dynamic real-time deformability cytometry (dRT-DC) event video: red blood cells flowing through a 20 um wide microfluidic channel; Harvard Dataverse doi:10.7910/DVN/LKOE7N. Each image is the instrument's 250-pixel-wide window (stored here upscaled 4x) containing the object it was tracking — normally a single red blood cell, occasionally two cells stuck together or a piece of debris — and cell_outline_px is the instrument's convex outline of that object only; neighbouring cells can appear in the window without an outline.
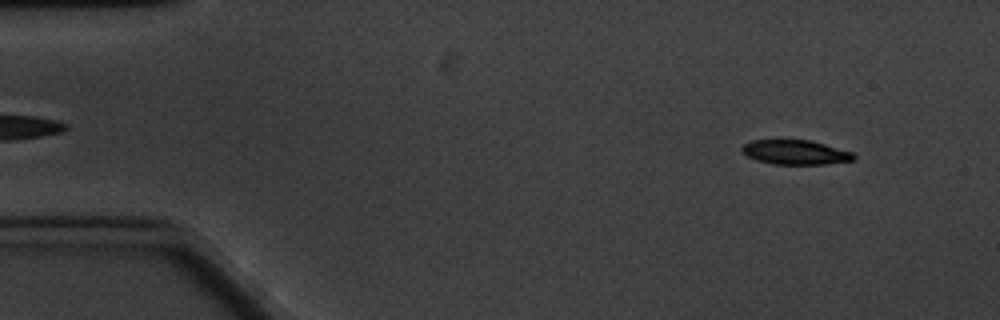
{"species": "common noctule bat (a hibernating species)", "species_latin": "Nyctalus noctula", "temperature_condition": "cold", "stored_images_in_passage": 58, "camera_frame_rate_fps": 3000, "um_per_image_px": 0.085, "animal": {"sex": "male", "body_mass_g": 20.1, "forearm_length_mm": 53.5}, "frame": {"image": 1, "passage_image": 3, "time_ms": 0.667, "image_size_px": [1000, 320], "cell_outline_px": [[856, 156], [852, 160], [824, 164], [776, 164], [756, 160], [748, 156], [740, 148], [744, 144], [752, 140], [808, 140], [824, 144], [852, 152]], "centroid_in_image_um": [67.59, 12.94], "position_along_channel_um": 17.4, "area_um2": 15.66}}
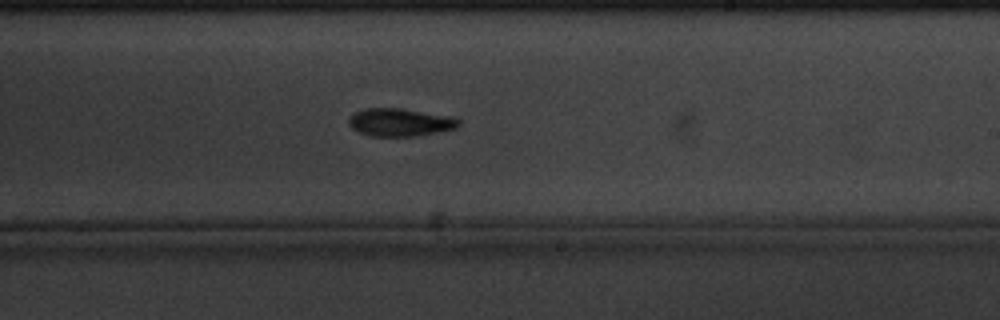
{"frame": {"image": 2, "passage_image": 33, "time_ms": 10.667, "image_size_px": [1000, 320], "cell_outline_px": [[460, 124], [456, 128], [416, 136], [368, 136], [352, 128], [348, 124], [348, 120], [356, 112], [364, 108], [404, 108], [452, 116], [460, 120]], "centroid_in_image_um": [34.02, 10.39], "position_along_channel_um": 255.0, "area_um2": 17.92}}
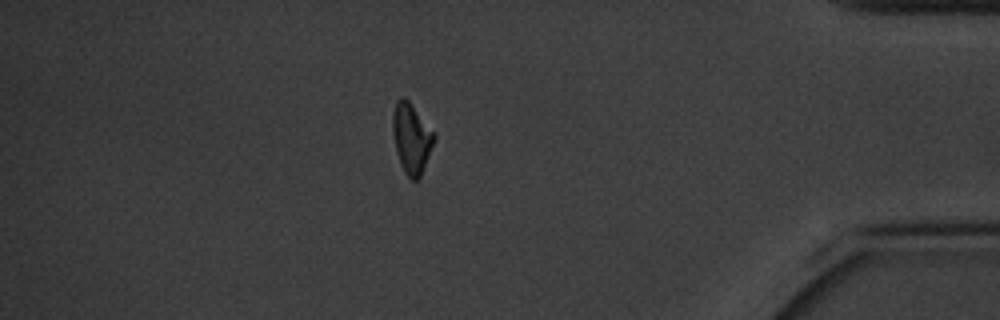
{"frame": {"image": 3, "passage_image": 50, "time_ms": 16.333, "image_size_px": [1000, 320], "cell_outline_px": [[436, 136], [420, 176], [416, 180], [412, 180], [404, 172], [400, 164], [396, 152], [392, 132], [392, 112], [396, 100], [400, 96], [404, 96], [408, 100]], "centroid_in_image_um": [34.92, 11.72], "position_along_channel_um": 400.3, "area_um2": 16.7}, "authors_computed_cell_mechanics": {"area_um2": 17.5134, "velocity_mm_per_s": 3.2569, "shape_relaxation_time_tau1_ms": 4.1114, "shape_relaxation_time_tau2_ms": null, "deformation_change_tau1": 0.1271, "deformation_change_tau2": null}}